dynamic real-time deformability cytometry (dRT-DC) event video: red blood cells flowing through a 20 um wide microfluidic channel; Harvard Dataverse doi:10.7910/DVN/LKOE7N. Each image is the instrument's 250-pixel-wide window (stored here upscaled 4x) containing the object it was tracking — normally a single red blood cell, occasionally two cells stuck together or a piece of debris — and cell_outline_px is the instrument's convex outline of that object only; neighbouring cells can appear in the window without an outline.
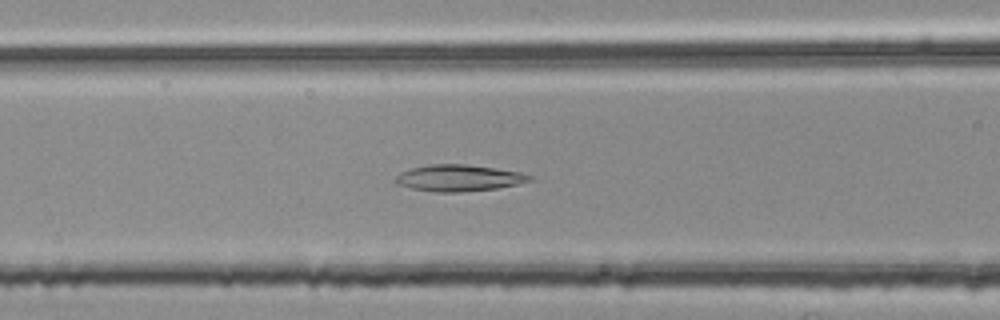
{"species": "common noctule bat (a hibernating species)", "species_latin": "Nyctalus noctula", "temperature_condition": "room temperature", "stored_images_in_passage": 41, "camera_frame_rate_fps": 3000, "um_per_image_px": 0.085, "animal": {"sex": "female", "body_mass_g": 25.1}, "frame": {"image": 1, "passage_image": 15, "time_ms": 4.667, "image_size_px": [1000, 320], "cell_outline_px": [[532, 180], [516, 184], [496, 188], [460, 192], [436, 192], [412, 188], [396, 184], [396, 176], [400, 172], [412, 168], [432, 164], [464, 164], [496, 168], [520, 172], [532, 176]], "centroid_in_image_um": [38.99, 15.12], "position_along_channel_um": 127.6, "area_um2": 20.46}}
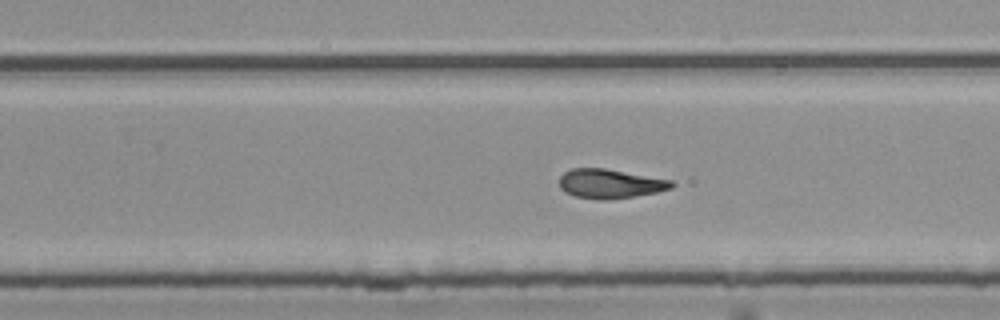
{"frame": {"image": 2, "passage_image": 27, "time_ms": 8.667, "image_size_px": [1000, 320], "cell_outline_px": [[676, 184], [672, 188], [656, 192], [608, 200], [600, 200], [576, 196], [564, 192], [560, 188], [560, 176], [564, 172], [572, 168], [604, 168], [672, 180]], "centroid_in_image_um": [51.85, 15.61], "position_along_channel_um": 278.0, "area_um2": 19.07}}
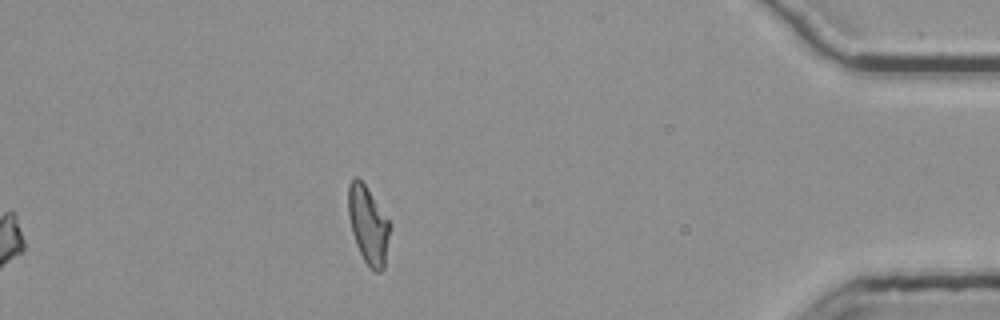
{"frame": {"image": 3, "passage_image": 41, "time_ms": 13.333, "image_size_px": [1000, 320], "cell_outline_px": [[388, 236], [384, 268], [380, 272], [372, 272], [364, 260], [356, 244], [352, 232], [348, 216], [348, 184], [356, 176], [364, 184], [388, 220]], "centroid_in_image_um": [31.26, 19.15], "position_along_channel_um": 403.9, "area_um2": 18.26}, "authors_computed_cell_mechanics": {"area_um2": 19.5942, "velocity_mm_per_s": 3.7693, "shape_relaxation_time_tau1_ms": null, "shape_relaxation_time_tau2_ms": 4.7187, "deformation_change_tau1": null, "deformation_change_tau2": 0.138}}